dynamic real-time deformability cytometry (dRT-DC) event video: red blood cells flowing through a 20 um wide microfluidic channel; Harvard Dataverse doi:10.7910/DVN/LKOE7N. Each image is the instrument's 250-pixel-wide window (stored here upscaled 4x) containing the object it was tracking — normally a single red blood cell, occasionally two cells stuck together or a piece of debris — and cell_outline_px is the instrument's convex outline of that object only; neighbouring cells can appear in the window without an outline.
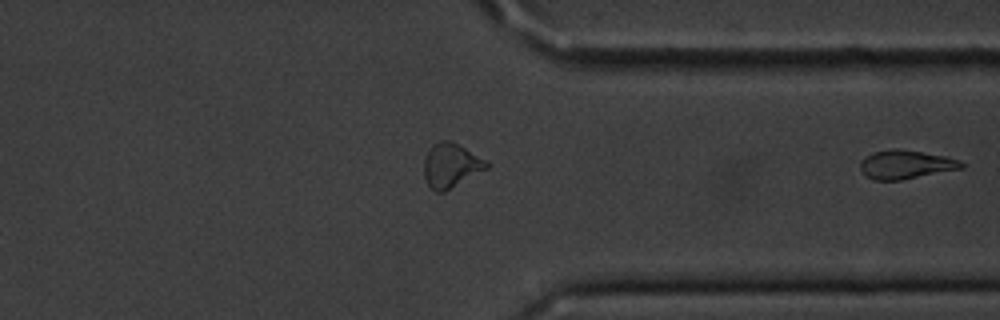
{"species": "common noctule bat (a hibernating species)", "species_latin": "Nyctalus noctula", "temperature_condition": "cold", "stored_images_in_passage": 22, "camera_frame_rate_fps": 3000, "um_per_image_px": 0.085, "animal": {"sex": "male", "body_mass_g": 20.1, "forearm_length_mm": 53.5}, "frame": {"image": 1, "passage_image": 22, "time_ms": 7.0, "image_size_px": [1000, 320], "cell_outline_px": [[964, 168], [900, 180], [872, 180], [864, 176], [860, 168], [860, 164], [864, 156], [876, 152], [892, 148], [896, 148], [944, 156], [960, 160], [964, 164]], "centroid_in_image_um": [76.96, 13.99], "position_along_channel_um": 334.4, "area_um2": 16.88}}